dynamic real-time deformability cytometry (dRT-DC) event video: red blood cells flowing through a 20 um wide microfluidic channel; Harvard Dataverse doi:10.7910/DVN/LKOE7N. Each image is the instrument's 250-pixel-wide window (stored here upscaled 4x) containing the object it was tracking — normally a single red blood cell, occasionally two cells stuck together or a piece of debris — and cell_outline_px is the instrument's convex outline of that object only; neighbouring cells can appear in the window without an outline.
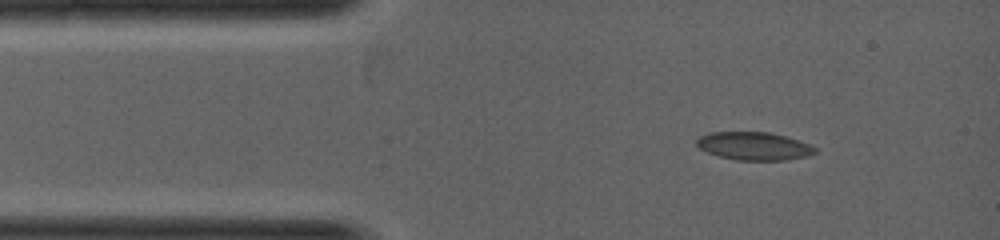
{"species": "common noctule bat (a hibernating species)", "species_latin": "Nyctalus noctula", "temperature_condition": "warm", "stored_images_in_passage": 4, "camera_frame_rate_fps": 5000, "um_per_image_px": 0.085, "animal": {"sex": "female", "body_mass_g": 19.0, "forearm_length_mm": 53.3}, "frame": {"image": 1, "passage_image": 1, "time_ms": 0.0, "image_size_px": [1000, 240], "cell_outline_px": [[816, 152], [804, 156], [784, 160], [736, 160], [720, 156], [708, 152], [700, 148], [696, 144], [696, 140], [700, 136], [708, 132], [768, 132], [800, 140], [816, 148]], "centroid_in_image_um": [64.06, 12.4], "position_along_channel_um": 20.9, "area_um2": 19.13}}
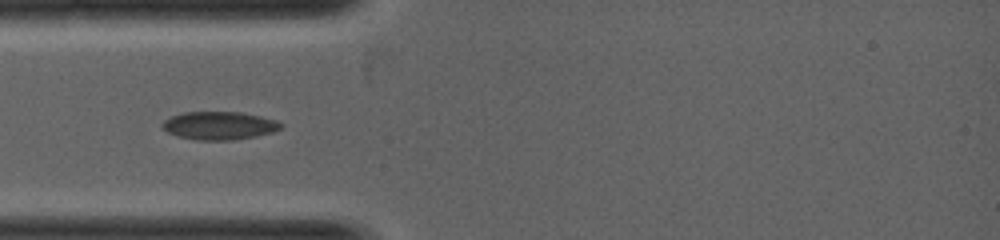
{"frame": {"image": 2, "passage_image": 3, "time_ms": 1.0, "image_size_px": [1000, 240], "cell_outline_px": [[284, 124], [280, 128], [272, 132], [256, 136], [232, 140], [196, 140], [176, 136], [160, 128], [160, 124], [164, 120], [172, 116], [184, 112], [240, 112], [260, 116], [276, 120]], "centroid_in_image_um": [18.6, 10.68], "position_along_channel_um": 66.4, "area_um2": 19.48}}
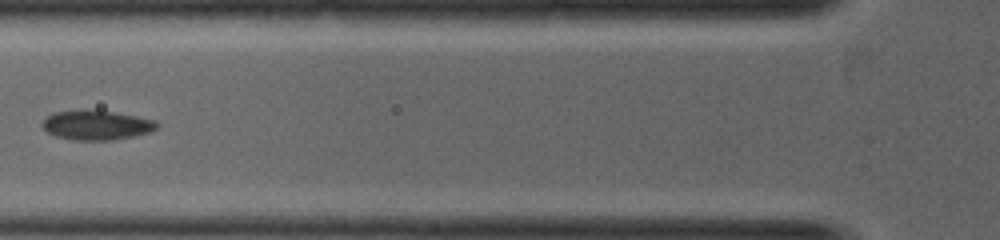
{"frame": {"image": 3, "passage_image": 4, "time_ms": 1.6, "image_size_px": [1000, 240], "cell_outline_px": [[160, 124], [156, 128], [148, 132], [132, 136], [112, 140], [72, 140], [56, 136], [48, 132], [40, 124], [52, 112], [116, 112], [156, 120]], "centroid_in_image_um": [8.23, 10.66], "position_along_channel_um": 117.6, "area_um2": 19.07}}